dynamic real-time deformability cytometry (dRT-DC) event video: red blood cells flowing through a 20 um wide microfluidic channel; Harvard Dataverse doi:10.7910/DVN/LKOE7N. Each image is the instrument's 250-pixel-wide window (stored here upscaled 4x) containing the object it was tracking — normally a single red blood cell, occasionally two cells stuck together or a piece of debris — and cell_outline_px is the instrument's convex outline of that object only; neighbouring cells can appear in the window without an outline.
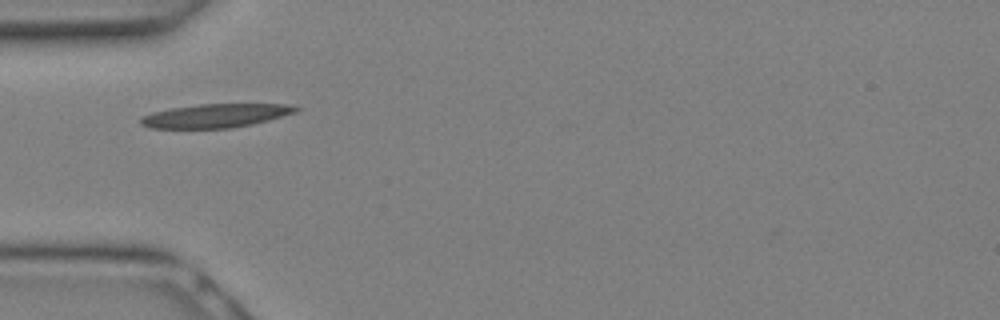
{"species": "Egyptian fruit bat (a non-hibernating species)", "species_latin": "Rousettus aegyptiacus", "temperature_condition": "warm", "stored_images_in_passage": 4, "camera_frame_rate_fps": 3000, "um_per_image_px": 0.085, "animal": {"sex": "female"}, "frame": {"image": 1, "passage_image": 1, "time_ms": 0.0, "image_size_px": [1000, 320], "cell_outline_px": [[300, 108], [296, 112], [268, 120], [252, 124], [232, 128], [148, 128], [140, 124], [140, 116], [152, 112], [168, 108], [200, 104], [288, 104]], "centroid_in_image_um": [18.27, 9.83], "position_along_channel_um": 66.7, "area_um2": 21.5}}
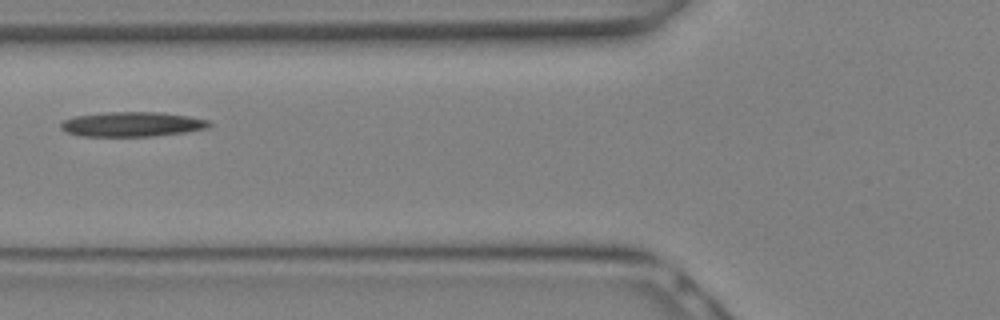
{"frame": {"image": 2, "passage_image": 3, "time_ms": 0.667, "image_size_px": [1000, 320], "cell_outline_px": [[212, 124], [208, 128], [184, 132], [152, 136], [80, 136], [64, 132], [60, 128], [60, 124], [64, 120], [76, 116], [104, 112], [160, 112], [188, 116], [208, 120]], "centroid_in_image_um": [11.2, 10.56], "position_along_channel_um": 114.6, "area_um2": 21.39}}